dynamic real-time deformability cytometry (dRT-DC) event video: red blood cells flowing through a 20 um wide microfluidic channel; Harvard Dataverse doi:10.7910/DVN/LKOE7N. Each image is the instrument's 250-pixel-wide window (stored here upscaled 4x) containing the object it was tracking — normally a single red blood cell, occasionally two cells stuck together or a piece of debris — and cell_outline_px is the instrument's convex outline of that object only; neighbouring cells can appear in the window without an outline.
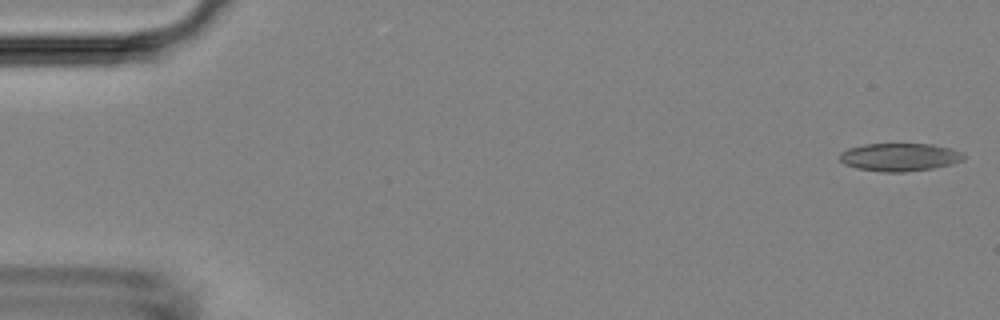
{"species": "Egyptian fruit bat (a non-hibernating species)", "species_latin": "Rousettus aegyptiacus", "temperature_condition": "room temperature", "stored_images_in_passage": 4, "camera_frame_rate_fps": 3000, "um_per_image_px": 0.085, "animal": {"sex": "female"}, "frame": {"image": 1, "passage_image": 1, "time_ms": 0.0, "image_size_px": [1000, 320], "cell_outline_px": [[964, 160], [952, 164], [932, 168], [904, 172], [884, 172], [856, 168], [844, 164], [840, 160], [840, 152], [848, 148], [864, 144], [932, 144], [952, 148], [964, 152]], "centroid_in_image_um": [76.49, 13.35], "position_along_channel_um": 8.5, "area_um2": 20.35}}